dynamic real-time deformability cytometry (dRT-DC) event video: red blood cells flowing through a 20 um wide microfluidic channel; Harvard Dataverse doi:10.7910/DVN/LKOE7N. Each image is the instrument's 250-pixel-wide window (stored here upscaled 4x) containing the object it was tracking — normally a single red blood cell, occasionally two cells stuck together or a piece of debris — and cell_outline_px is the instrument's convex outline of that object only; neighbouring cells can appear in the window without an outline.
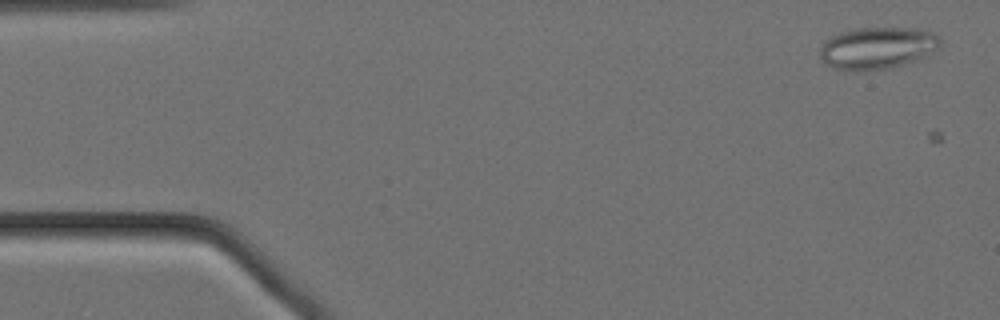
{"species": "Egyptian fruit bat (a non-hibernating species)", "species_latin": "Rousettus aegyptiacus", "temperature_condition": "cold", "stored_images_in_passage": 3, "camera_frame_rate_fps": 3000, "um_per_image_px": 0.085, "animal": {"sex": "female"}, "frame": {"image": 1, "passage_image": 2, "time_ms": 0.333, "image_size_px": [1000, 320], "cell_outline_px": [[940, 44], [936, 48], [924, 56], [916, 60], [904, 64], [888, 68], [832, 68], [824, 64], [820, 56], [820, 48], [824, 40], [828, 36], [840, 32], [856, 28], [920, 28], [932, 32], [940, 36]], "centroid_in_image_um": [74.55, 4.03], "position_along_channel_um": 10.4, "area_um2": 28.96}}